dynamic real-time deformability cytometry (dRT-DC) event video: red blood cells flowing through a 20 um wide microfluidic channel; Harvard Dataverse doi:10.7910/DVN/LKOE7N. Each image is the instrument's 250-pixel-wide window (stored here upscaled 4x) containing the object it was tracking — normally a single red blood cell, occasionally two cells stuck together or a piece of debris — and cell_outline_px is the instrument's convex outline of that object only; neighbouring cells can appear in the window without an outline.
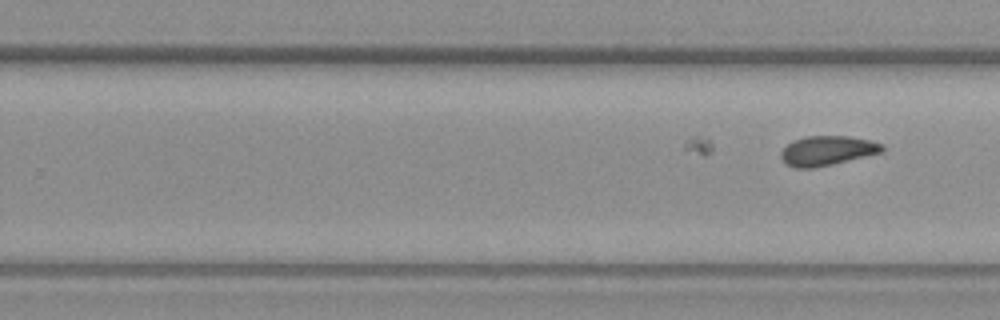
{"species": "common noctule bat (a hibernating species)", "species_latin": "Nyctalus noctula", "temperature_condition": "warm", "stored_images_in_passage": 11, "segment_of_instrument_passage": [2, 2], "camera_frame_rate_fps": 3000, "um_per_image_px": 0.085, "animal": {"sex": "female", "body_mass_g": 19.3, "forearm_length_mm": 54.1}, "frame": {"image": 1, "passage_image": 11, "time_ms": 13.0, "image_size_px": [1000, 320], "cell_outline_px": [[884, 152], [832, 164], [812, 168], [796, 168], [784, 164], [780, 156], [780, 152], [792, 140], [804, 136], [848, 136], [868, 140], [884, 144]], "centroid_in_image_um": [70.29, 12.8], "position_along_channel_um": 259.5, "area_um2": 17.57}}